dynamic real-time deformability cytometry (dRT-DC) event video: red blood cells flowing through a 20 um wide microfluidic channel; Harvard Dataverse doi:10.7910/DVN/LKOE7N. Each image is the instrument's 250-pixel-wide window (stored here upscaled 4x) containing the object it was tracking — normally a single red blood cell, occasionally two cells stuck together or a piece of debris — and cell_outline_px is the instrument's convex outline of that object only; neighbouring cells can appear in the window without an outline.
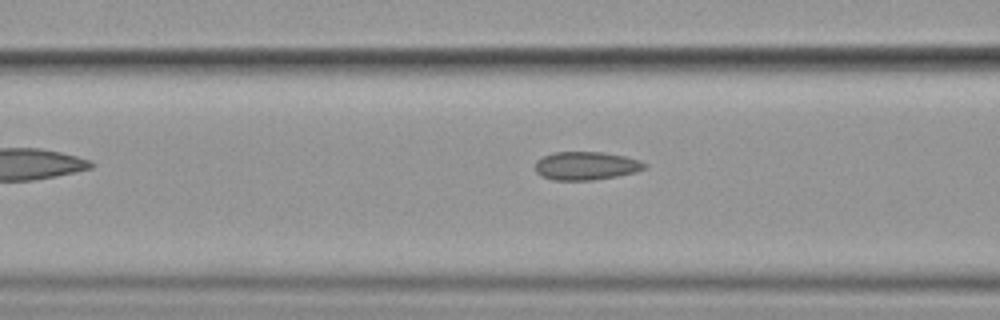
{"species": "common noctule bat (a hibernating species)", "species_latin": "Nyctalus noctula", "temperature_condition": "cold", "stored_images_in_passage": 4, "camera_frame_rate_fps": 3000, "um_per_image_px": 0.085, "animal": {"sex": "female", "body_mass_g": 19.9}, "frame": {"image": 1, "passage_image": 4, "time_ms": 4.333, "image_size_px": [1000, 320], "cell_outline_px": [[648, 164], [644, 168], [636, 172], [616, 176], [592, 180], [552, 180], [540, 176], [536, 172], [536, 160], [544, 156], [556, 152], [604, 152], [624, 156], [640, 160]], "centroid_in_image_um": [49.81, 14.09], "position_along_channel_um": 116.8, "area_um2": 18.03}}